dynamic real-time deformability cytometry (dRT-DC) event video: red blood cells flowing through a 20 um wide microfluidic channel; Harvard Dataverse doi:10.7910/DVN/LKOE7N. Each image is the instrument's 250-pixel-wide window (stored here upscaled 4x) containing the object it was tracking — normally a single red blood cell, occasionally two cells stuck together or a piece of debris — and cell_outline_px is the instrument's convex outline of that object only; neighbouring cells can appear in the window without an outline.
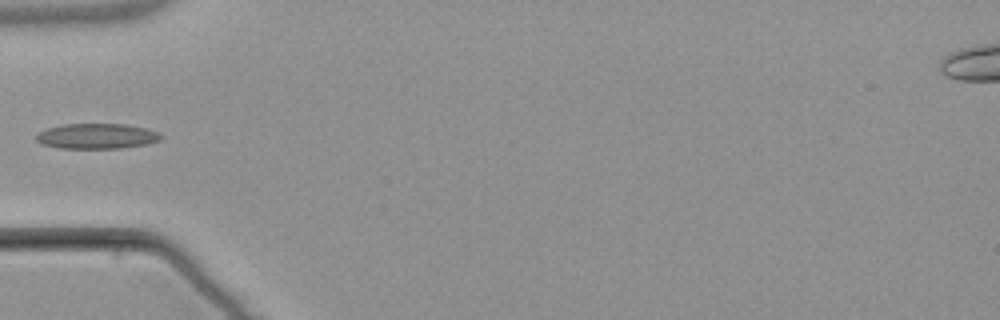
{"species": "common noctule bat (a hibernating species)", "species_latin": "Nyctalus noctula", "temperature_condition": "warm", "stored_images_in_passage": 5, "camera_frame_rate_fps": 3000, "um_per_image_px": 0.085, "animal": {"sex": "male", "body_mass_g": 21.5, "forearm_length_mm": 52.0}, "frame": {"image": 1, "passage_image": 4, "time_ms": 3.667, "image_size_px": [1000, 320], "cell_outline_px": [[164, 136], [160, 140], [148, 144], [120, 148], [60, 148], [40, 144], [36, 140], [36, 136], [40, 132], [48, 128], [64, 124], [128, 124], [160, 132]], "centroid_in_image_um": [8.26, 11.57], "position_along_channel_um": 76.7, "area_um2": 18.44}}
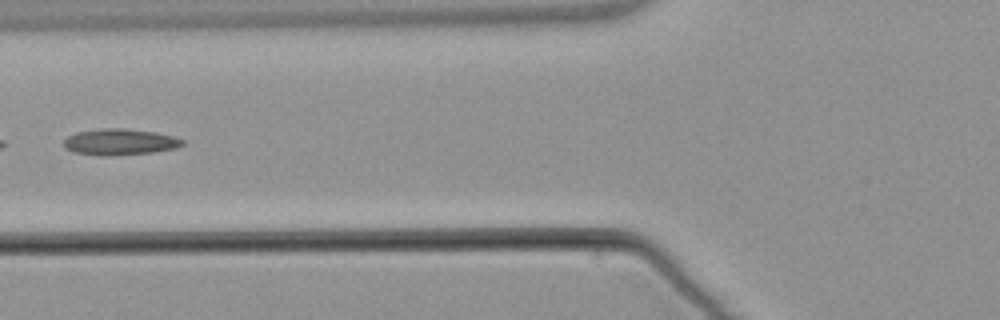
{"frame": {"image": 2, "passage_image": 5, "time_ms": 4.667, "image_size_px": [1000, 320], "cell_outline_px": [[184, 144], [176, 148], [152, 152], [104, 156], [100, 156], [72, 152], [64, 148], [64, 140], [68, 136], [76, 132], [104, 128], [124, 128], [156, 132], [172, 136], [184, 140]], "centroid_in_image_um": [10.16, 12.06], "position_along_channel_um": 115.6, "area_um2": 18.15}}